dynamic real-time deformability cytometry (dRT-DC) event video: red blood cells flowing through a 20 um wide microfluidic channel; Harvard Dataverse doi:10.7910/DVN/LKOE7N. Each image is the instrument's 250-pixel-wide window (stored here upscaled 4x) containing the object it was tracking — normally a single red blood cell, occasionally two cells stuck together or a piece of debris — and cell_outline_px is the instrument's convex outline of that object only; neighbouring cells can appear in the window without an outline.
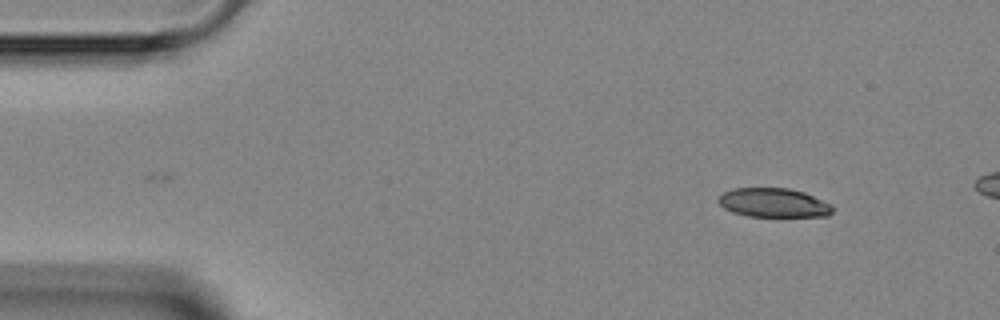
{"species": "Egyptian fruit bat (a non-hibernating species)", "species_latin": "Rousettus aegyptiacus", "temperature_condition": "room temperature", "stored_images_in_passage": 3, "camera_frame_rate_fps": 3000, "um_per_image_px": 0.085, "animal": {"sex": "female"}, "frame": {"image": 1, "passage_image": 1, "time_ms": 0.0, "image_size_px": [1000, 320], "cell_outline_px": [[832, 212], [828, 216], [748, 216], [732, 212], [724, 208], [716, 200], [724, 192], [732, 188], [788, 188], [804, 192], [832, 204]], "centroid_in_image_um": [65.74, 17.23], "position_along_channel_um": 19.3, "area_um2": 19.31}}